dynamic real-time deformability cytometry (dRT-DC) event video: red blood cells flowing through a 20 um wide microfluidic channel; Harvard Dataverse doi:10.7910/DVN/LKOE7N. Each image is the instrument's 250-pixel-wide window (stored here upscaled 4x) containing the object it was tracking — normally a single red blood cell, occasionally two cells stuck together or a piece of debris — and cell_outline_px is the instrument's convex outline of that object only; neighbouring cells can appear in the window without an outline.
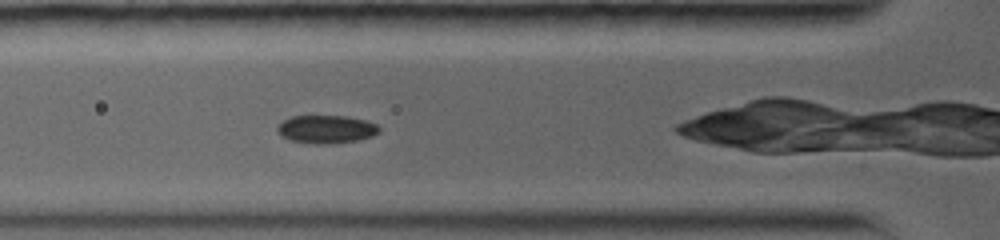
{"species": "common noctule bat (a hibernating species)", "species_latin": "Nyctalus noctula", "temperature_condition": "warm", "stored_images_in_passage": 19, "camera_frame_rate_fps": 5000, "um_per_image_px": 0.085, "animal": {"sex": "female", "body_mass_g": 19.0, "forearm_length_mm": 56.7}, "frame": {"image": 1, "passage_image": 3, "time_ms": 1.4, "image_size_px": [1000, 240], "cell_outline_px": [[380, 132], [372, 136], [356, 140], [324, 144], [316, 144], [292, 140], [276, 132], [276, 128], [284, 120], [292, 116], [348, 116], [364, 120], [376, 124], [380, 128]], "centroid_in_image_um": [27.74, 10.97], "position_along_channel_um": 98.1, "area_um2": 16.42}}
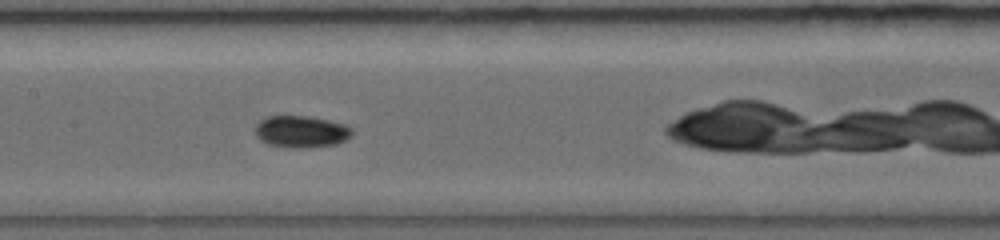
{"frame": {"image": 2, "passage_image": 6, "time_ms": 3.6, "image_size_px": [1000, 240], "cell_outline_px": [[352, 136], [336, 144], [296, 148], [292, 148], [268, 144], [260, 140], [256, 136], [256, 124], [264, 116], [308, 116], [328, 120], [344, 124], [352, 128]], "centroid_in_image_um": [25.58, 11.18], "position_along_channel_um": 181.8, "area_um2": 17.92}}
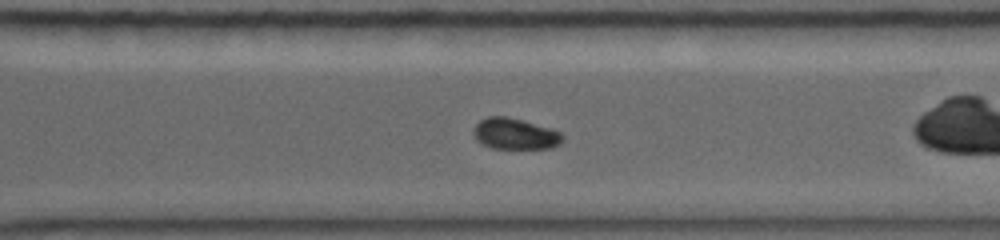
{"frame": {"image": 3, "passage_image": 12, "time_ms": 7.4, "image_size_px": [1000, 240], "cell_outline_px": [[564, 140], [560, 144], [548, 148], [492, 148], [480, 144], [476, 140], [472, 132], [472, 128], [480, 120], [488, 116], [504, 116], [524, 120], [552, 128], [560, 132], [564, 136]], "centroid_in_image_um": [43.76, 11.37], "position_along_channel_um": 326.8, "area_um2": 16.42}, "authors_computed_cell_mechanics": {"area_um2": 16.9354, "velocity_mm_per_s": 3.816, "shape_relaxation_time_tau1_ms": 2.438, "shape_relaxation_time_tau2_ms": null, "deformation_change_tau1": 0.0699, "deformation_change_tau2": null}}